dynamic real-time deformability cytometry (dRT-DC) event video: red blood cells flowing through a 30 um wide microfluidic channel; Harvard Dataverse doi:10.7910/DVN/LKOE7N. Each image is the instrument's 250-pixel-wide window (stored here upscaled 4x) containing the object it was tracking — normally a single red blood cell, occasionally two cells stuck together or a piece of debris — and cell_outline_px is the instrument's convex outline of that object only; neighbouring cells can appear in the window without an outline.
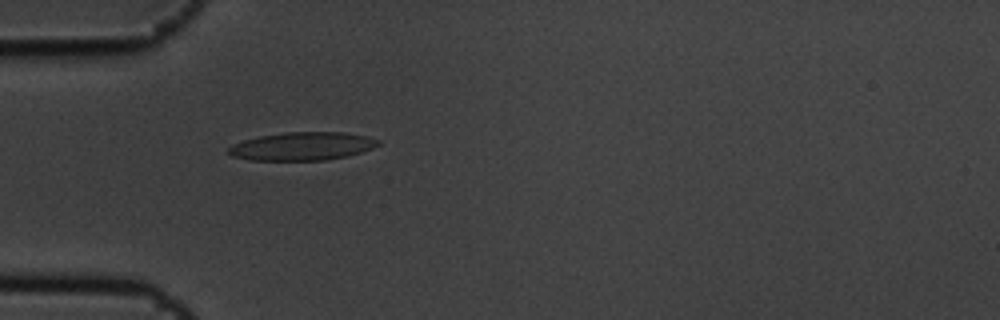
{"species": "common noctule bat (a hibernating species)", "species_latin": "Nyctalus noctula", "temperature_condition": "cold", "stored_images_in_passage": 5, "camera_frame_rate_fps": 3000, "um_per_image_px": 0.085, "animal": {"sex": "male", "body_mass_g": 19.5, "forearm_length_mm": 54.6}, "frame": {"image": 1, "passage_image": 5, "time_ms": 1.333, "image_size_px": [1000, 320], "cell_outline_px": [[380, 144], [372, 148], [348, 156], [324, 160], [248, 160], [232, 156], [228, 152], [228, 148], [232, 144], [244, 140], [260, 136], [284, 132], [344, 132], [364, 136], [380, 140]], "centroid_in_image_um": [25.67, 12.43], "position_along_channel_um": 59.3, "area_um2": 24.51}}